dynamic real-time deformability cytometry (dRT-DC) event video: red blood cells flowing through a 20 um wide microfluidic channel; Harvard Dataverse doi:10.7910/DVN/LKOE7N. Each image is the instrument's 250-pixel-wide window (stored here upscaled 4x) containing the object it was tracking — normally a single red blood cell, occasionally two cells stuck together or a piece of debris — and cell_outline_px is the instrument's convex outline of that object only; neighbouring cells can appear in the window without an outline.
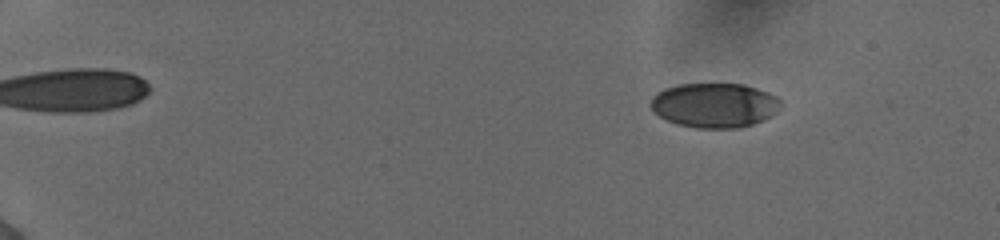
{"species": "human", "species_latin": "Homo sapiens", "temperature_condition": "cold", "stored_images_in_passage": 56, "camera_frame_rate_fps": 3000, "um_per_image_px": 0.085, "donor": {"sex": "female"}, "frame": {"image": 1, "passage_image": 9, "time_ms": 2.667, "image_size_px": [1000, 240], "cell_outline_px": [[780, 108], [772, 116], [764, 120], [740, 128], [696, 128], [676, 124], [652, 112], [648, 104], [652, 96], [656, 92], [664, 88], [676, 84], [744, 84], [768, 92], [776, 96], [780, 100]], "centroid_in_image_um": [60.69, 8.94], "position_along_channel_um": 24.3, "area_um2": 34.22}}
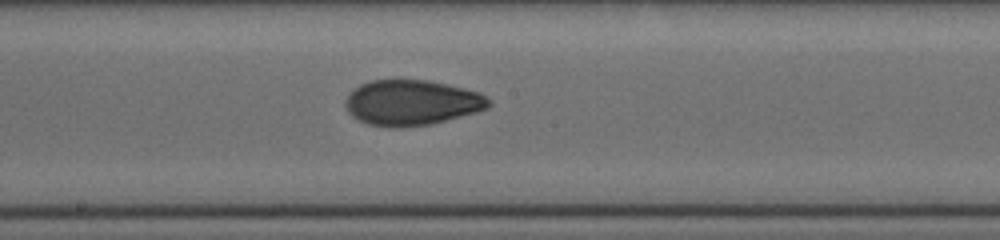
{"frame": {"image": 2, "passage_image": 34, "time_ms": 11.0, "image_size_px": [1000, 240], "cell_outline_px": [[492, 104], [488, 108], [476, 112], [432, 124], [400, 128], [392, 128], [368, 124], [352, 116], [348, 112], [344, 104], [344, 100], [348, 92], [360, 84], [372, 80], [428, 80], [464, 88], [480, 92], [492, 100]], "centroid_in_image_um": [34.99, 8.73], "position_along_channel_um": 213.2, "area_um2": 38.32}}
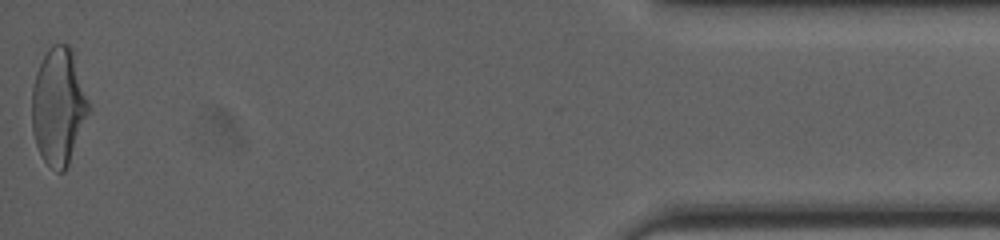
{"frame": {"image": 3, "passage_image": 56, "time_ms": 18.333, "image_size_px": [1000, 240], "cell_outline_px": [[88, 112], [68, 164], [64, 172], [56, 172], [44, 160], [36, 144], [32, 132], [32, 88], [36, 72], [48, 48], [52, 44], [68, 44], [76, 52], [88, 100]], "centroid_in_image_um": [4.97, 8.97], "position_along_channel_um": 430.2, "area_um2": 38.61}, "authors_computed_cell_mechanics": {"area_um2": 36.6163, "velocity_mm_per_s": 3.9038, "shape_relaxation_time_tau1_ms": 4.9744, "shape_relaxation_time_tau2_ms": 1.8067, "deformation_change_tau1": 0.1685, "deformation_change_tau2": 0.0616}}